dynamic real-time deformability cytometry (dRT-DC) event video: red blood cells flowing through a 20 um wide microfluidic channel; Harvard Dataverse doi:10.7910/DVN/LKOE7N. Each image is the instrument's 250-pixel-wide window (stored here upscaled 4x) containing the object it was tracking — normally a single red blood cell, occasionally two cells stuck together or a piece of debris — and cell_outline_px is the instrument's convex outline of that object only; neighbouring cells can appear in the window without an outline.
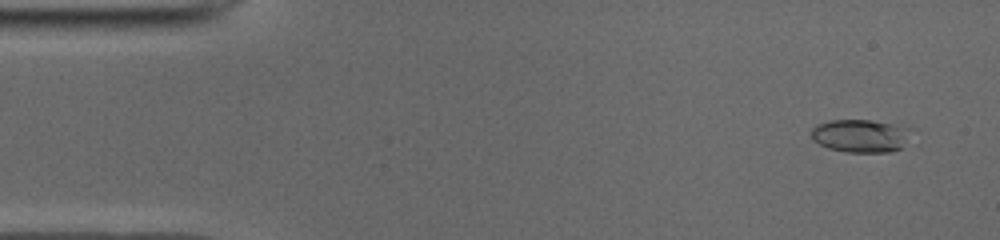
{"species": "common noctule bat (a hibernating species)", "species_latin": "Nyctalus noctula", "temperature_condition": "cold", "stored_images_in_passage": 51, "camera_frame_rate_fps": 3000, "um_per_image_px": 0.085, "animal": {"sex": "male", "body_mass_g": 19.0, "forearm_length_mm": 50.8}, "frame": {"image": 1, "passage_image": 4, "time_ms": 1.0, "image_size_px": [1000, 240], "cell_outline_px": [[900, 148], [892, 152], [844, 152], [828, 148], [812, 140], [812, 128], [816, 124], [828, 120], [872, 120], [888, 124], [896, 128]], "centroid_in_image_um": [72.8, 11.56], "position_along_channel_um": 12.2, "area_um2": 17.63}}
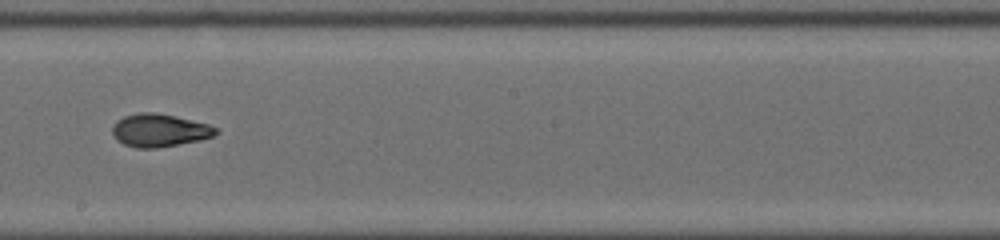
{"frame": {"image": 2, "passage_image": 29, "time_ms": 9.333, "image_size_px": [1000, 240], "cell_outline_px": [[220, 132], [212, 136], [200, 140], [156, 148], [136, 148], [124, 144], [116, 140], [112, 132], [112, 124], [116, 120], [124, 116], [140, 112], [156, 112], [208, 124], [216, 128]], "centroid_in_image_um": [13.51, 11.08], "position_along_channel_um": 234.7, "area_um2": 19.83}}
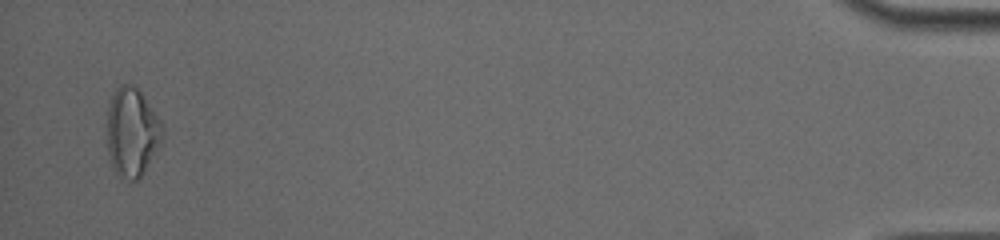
{"frame": {"image": 3, "passage_image": 50, "time_ms": 16.333, "image_size_px": [1000, 240], "cell_outline_px": [[164, 136], [160, 144], [140, 176], [136, 180], [132, 180], [120, 176], [116, 172], [108, 156], [108, 104], [116, 88], [120, 84], [132, 84], [140, 92], [160, 120], [164, 128]], "centroid_in_image_um": [11.22, 11.21], "position_along_channel_um": 424.0, "area_um2": 28.15}, "authors_computed_cell_mechanics": {"area_um2": 19.363, "velocity_mm_per_s": 3.9637, "shape_relaxation_time_tau1_ms": null, "shape_relaxation_time_tau2_ms": 1.6062, "deformation_change_tau1": null, "deformation_change_tau2": 0.0673}}